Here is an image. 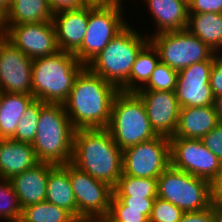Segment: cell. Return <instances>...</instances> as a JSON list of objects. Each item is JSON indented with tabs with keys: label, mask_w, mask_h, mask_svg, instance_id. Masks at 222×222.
<instances>
[{
	"label": "cell",
	"mask_w": 222,
	"mask_h": 222,
	"mask_svg": "<svg viewBox=\"0 0 222 222\" xmlns=\"http://www.w3.org/2000/svg\"><path fill=\"white\" fill-rule=\"evenodd\" d=\"M12 0H0V11L5 14V12L9 9Z\"/></svg>",
	"instance_id": "cell-44"
},
{
	"label": "cell",
	"mask_w": 222,
	"mask_h": 222,
	"mask_svg": "<svg viewBox=\"0 0 222 222\" xmlns=\"http://www.w3.org/2000/svg\"><path fill=\"white\" fill-rule=\"evenodd\" d=\"M78 222H102L100 219H94V220H80Z\"/></svg>",
	"instance_id": "cell-47"
},
{
	"label": "cell",
	"mask_w": 222,
	"mask_h": 222,
	"mask_svg": "<svg viewBox=\"0 0 222 222\" xmlns=\"http://www.w3.org/2000/svg\"><path fill=\"white\" fill-rule=\"evenodd\" d=\"M113 193L116 196L156 198L157 179L122 174L117 185L113 188Z\"/></svg>",
	"instance_id": "cell-28"
},
{
	"label": "cell",
	"mask_w": 222,
	"mask_h": 222,
	"mask_svg": "<svg viewBox=\"0 0 222 222\" xmlns=\"http://www.w3.org/2000/svg\"><path fill=\"white\" fill-rule=\"evenodd\" d=\"M219 123L213 105L204 107H182L176 131L172 137L202 139Z\"/></svg>",
	"instance_id": "cell-20"
},
{
	"label": "cell",
	"mask_w": 222,
	"mask_h": 222,
	"mask_svg": "<svg viewBox=\"0 0 222 222\" xmlns=\"http://www.w3.org/2000/svg\"><path fill=\"white\" fill-rule=\"evenodd\" d=\"M214 222H222V209L214 207Z\"/></svg>",
	"instance_id": "cell-45"
},
{
	"label": "cell",
	"mask_w": 222,
	"mask_h": 222,
	"mask_svg": "<svg viewBox=\"0 0 222 222\" xmlns=\"http://www.w3.org/2000/svg\"><path fill=\"white\" fill-rule=\"evenodd\" d=\"M212 206L222 209V172L211 182Z\"/></svg>",
	"instance_id": "cell-40"
},
{
	"label": "cell",
	"mask_w": 222,
	"mask_h": 222,
	"mask_svg": "<svg viewBox=\"0 0 222 222\" xmlns=\"http://www.w3.org/2000/svg\"><path fill=\"white\" fill-rule=\"evenodd\" d=\"M171 166L210 183L222 172V163L201 139L170 137Z\"/></svg>",
	"instance_id": "cell-12"
},
{
	"label": "cell",
	"mask_w": 222,
	"mask_h": 222,
	"mask_svg": "<svg viewBox=\"0 0 222 222\" xmlns=\"http://www.w3.org/2000/svg\"><path fill=\"white\" fill-rule=\"evenodd\" d=\"M179 222H214V206L203 211L184 212Z\"/></svg>",
	"instance_id": "cell-38"
},
{
	"label": "cell",
	"mask_w": 222,
	"mask_h": 222,
	"mask_svg": "<svg viewBox=\"0 0 222 222\" xmlns=\"http://www.w3.org/2000/svg\"><path fill=\"white\" fill-rule=\"evenodd\" d=\"M107 129L122 151L158 136L151 127L141 98L135 92L119 91L115 95Z\"/></svg>",
	"instance_id": "cell-5"
},
{
	"label": "cell",
	"mask_w": 222,
	"mask_h": 222,
	"mask_svg": "<svg viewBox=\"0 0 222 222\" xmlns=\"http://www.w3.org/2000/svg\"><path fill=\"white\" fill-rule=\"evenodd\" d=\"M149 41L157 49L160 62L178 72L194 63L214 60L217 55L187 29L153 33Z\"/></svg>",
	"instance_id": "cell-9"
},
{
	"label": "cell",
	"mask_w": 222,
	"mask_h": 222,
	"mask_svg": "<svg viewBox=\"0 0 222 222\" xmlns=\"http://www.w3.org/2000/svg\"><path fill=\"white\" fill-rule=\"evenodd\" d=\"M151 211L127 209V206L113 193L108 215L117 222H149Z\"/></svg>",
	"instance_id": "cell-32"
},
{
	"label": "cell",
	"mask_w": 222,
	"mask_h": 222,
	"mask_svg": "<svg viewBox=\"0 0 222 222\" xmlns=\"http://www.w3.org/2000/svg\"><path fill=\"white\" fill-rule=\"evenodd\" d=\"M85 66L74 53H57L33 59L32 95L45 103L63 104L77 75Z\"/></svg>",
	"instance_id": "cell-4"
},
{
	"label": "cell",
	"mask_w": 222,
	"mask_h": 222,
	"mask_svg": "<svg viewBox=\"0 0 222 222\" xmlns=\"http://www.w3.org/2000/svg\"><path fill=\"white\" fill-rule=\"evenodd\" d=\"M85 5L90 6H111L117 3H122V0H82Z\"/></svg>",
	"instance_id": "cell-41"
},
{
	"label": "cell",
	"mask_w": 222,
	"mask_h": 222,
	"mask_svg": "<svg viewBox=\"0 0 222 222\" xmlns=\"http://www.w3.org/2000/svg\"><path fill=\"white\" fill-rule=\"evenodd\" d=\"M178 71L167 64L159 62L147 84L139 90L175 91Z\"/></svg>",
	"instance_id": "cell-31"
},
{
	"label": "cell",
	"mask_w": 222,
	"mask_h": 222,
	"mask_svg": "<svg viewBox=\"0 0 222 222\" xmlns=\"http://www.w3.org/2000/svg\"><path fill=\"white\" fill-rule=\"evenodd\" d=\"M213 106L216 111L218 121L222 123V96L214 98Z\"/></svg>",
	"instance_id": "cell-42"
},
{
	"label": "cell",
	"mask_w": 222,
	"mask_h": 222,
	"mask_svg": "<svg viewBox=\"0 0 222 222\" xmlns=\"http://www.w3.org/2000/svg\"><path fill=\"white\" fill-rule=\"evenodd\" d=\"M186 29L216 54L222 52V13H188Z\"/></svg>",
	"instance_id": "cell-24"
},
{
	"label": "cell",
	"mask_w": 222,
	"mask_h": 222,
	"mask_svg": "<svg viewBox=\"0 0 222 222\" xmlns=\"http://www.w3.org/2000/svg\"><path fill=\"white\" fill-rule=\"evenodd\" d=\"M74 132L63 104L41 101L39 123L32 142L37 160L55 165L71 163Z\"/></svg>",
	"instance_id": "cell-3"
},
{
	"label": "cell",
	"mask_w": 222,
	"mask_h": 222,
	"mask_svg": "<svg viewBox=\"0 0 222 222\" xmlns=\"http://www.w3.org/2000/svg\"><path fill=\"white\" fill-rule=\"evenodd\" d=\"M100 220L102 222H117V221H114L108 214L103 216Z\"/></svg>",
	"instance_id": "cell-46"
},
{
	"label": "cell",
	"mask_w": 222,
	"mask_h": 222,
	"mask_svg": "<svg viewBox=\"0 0 222 222\" xmlns=\"http://www.w3.org/2000/svg\"><path fill=\"white\" fill-rule=\"evenodd\" d=\"M40 112L41 101L35 99L20 118L15 134L11 139L32 144L37 132Z\"/></svg>",
	"instance_id": "cell-29"
},
{
	"label": "cell",
	"mask_w": 222,
	"mask_h": 222,
	"mask_svg": "<svg viewBox=\"0 0 222 222\" xmlns=\"http://www.w3.org/2000/svg\"><path fill=\"white\" fill-rule=\"evenodd\" d=\"M20 220L22 222H78L69 211L48 201L24 207Z\"/></svg>",
	"instance_id": "cell-27"
},
{
	"label": "cell",
	"mask_w": 222,
	"mask_h": 222,
	"mask_svg": "<svg viewBox=\"0 0 222 222\" xmlns=\"http://www.w3.org/2000/svg\"><path fill=\"white\" fill-rule=\"evenodd\" d=\"M171 165L169 137H157L122 151V174L157 179Z\"/></svg>",
	"instance_id": "cell-10"
},
{
	"label": "cell",
	"mask_w": 222,
	"mask_h": 222,
	"mask_svg": "<svg viewBox=\"0 0 222 222\" xmlns=\"http://www.w3.org/2000/svg\"><path fill=\"white\" fill-rule=\"evenodd\" d=\"M46 201L66 209L77 219V202L69 180V163L55 165L49 171Z\"/></svg>",
	"instance_id": "cell-22"
},
{
	"label": "cell",
	"mask_w": 222,
	"mask_h": 222,
	"mask_svg": "<svg viewBox=\"0 0 222 222\" xmlns=\"http://www.w3.org/2000/svg\"><path fill=\"white\" fill-rule=\"evenodd\" d=\"M222 13V0H188V13Z\"/></svg>",
	"instance_id": "cell-35"
},
{
	"label": "cell",
	"mask_w": 222,
	"mask_h": 222,
	"mask_svg": "<svg viewBox=\"0 0 222 222\" xmlns=\"http://www.w3.org/2000/svg\"><path fill=\"white\" fill-rule=\"evenodd\" d=\"M0 180V217L8 222H18L22 217V207L18 196L10 180Z\"/></svg>",
	"instance_id": "cell-30"
},
{
	"label": "cell",
	"mask_w": 222,
	"mask_h": 222,
	"mask_svg": "<svg viewBox=\"0 0 222 222\" xmlns=\"http://www.w3.org/2000/svg\"><path fill=\"white\" fill-rule=\"evenodd\" d=\"M121 3L90 6L89 19L81 47L74 53L87 66L129 23L123 17Z\"/></svg>",
	"instance_id": "cell-8"
},
{
	"label": "cell",
	"mask_w": 222,
	"mask_h": 222,
	"mask_svg": "<svg viewBox=\"0 0 222 222\" xmlns=\"http://www.w3.org/2000/svg\"><path fill=\"white\" fill-rule=\"evenodd\" d=\"M214 60L194 63L178 72L176 98L180 108L204 107L214 104L209 84Z\"/></svg>",
	"instance_id": "cell-15"
},
{
	"label": "cell",
	"mask_w": 222,
	"mask_h": 222,
	"mask_svg": "<svg viewBox=\"0 0 222 222\" xmlns=\"http://www.w3.org/2000/svg\"><path fill=\"white\" fill-rule=\"evenodd\" d=\"M89 19V5L55 13L53 23L59 50L75 53L82 45Z\"/></svg>",
	"instance_id": "cell-17"
},
{
	"label": "cell",
	"mask_w": 222,
	"mask_h": 222,
	"mask_svg": "<svg viewBox=\"0 0 222 222\" xmlns=\"http://www.w3.org/2000/svg\"><path fill=\"white\" fill-rule=\"evenodd\" d=\"M157 197L183 212L203 211L212 206L211 183L170 165L157 178Z\"/></svg>",
	"instance_id": "cell-7"
},
{
	"label": "cell",
	"mask_w": 222,
	"mask_h": 222,
	"mask_svg": "<svg viewBox=\"0 0 222 222\" xmlns=\"http://www.w3.org/2000/svg\"><path fill=\"white\" fill-rule=\"evenodd\" d=\"M214 98L222 96V56L214 57L209 81Z\"/></svg>",
	"instance_id": "cell-36"
},
{
	"label": "cell",
	"mask_w": 222,
	"mask_h": 222,
	"mask_svg": "<svg viewBox=\"0 0 222 222\" xmlns=\"http://www.w3.org/2000/svg\"><path fill=\"white\" fill-rule=\"evenodd\" d=\"M203 144L209 149L222 163V123L219 122L202 139Z\"/></svg>",
	"instance_id": "cell-34"
},
{
	"label": "cell",
	"mask_w": 222,
	"mask_h": 222,
	"mask_svg": "<svg viewBox=\"0 0 222 222\" xmlns=\"http://www.w3.org/2000/svg\"><path fill=\"white\" fill-rule=\"evenodd\" d=\"M6 39L31 59L59 51L53 21L5 25Z\"/></svg>",
	"instance_id": "cell-13"
},
{
	"label": "cell",
	"mask_w": 222,
	"mask_h": 222,
	"mask_svg": "<svg viewBox=\"0 0 222 222\" xmlns=\"http://www.w3.org/2000/svg\"><path fill=\"white\" fill-rule=\"evenodd\" d=\"M126 206L127 209L135 210H152L155 198H142L132 196H117Z\"/></svg>",
	"instance_id": "cell-37"
},
{
	"label": "cell",
	"mask_w": 222,
	"mask_h": 222,
	"mask_svg": "<svg viewBox=\"0 0 222 222\" xmlns=\"http://www.w3.org/2000/svg\"><path fill=\"white\" fill-rule=\"evenodd\" d=\"M129 24L118 33L87 67L118 89L128 80L136 56L149 42Z\"/></svg>",
	"instance_id": "cell-6"
},
{
	"label": "cell",
	"mask_w": 222,
	"mask_h": 222,
	"mask_svg": "<svg viewBox=\"0 0 222 222\" xmlns=\"http://www.w3.org/2000/svg\"><path fill=\"white\" fill-rule=\"evenodd\" d=\"M53 13L79 9L85 6L82 0H48Z\"/></svg>",
	"instance_id": "cell-39"
},
{
	"label": "cell",
	"mask_w": 222,
	"mask_h": 222,
	"mask_svg": "<svg viewBox=\"0 0 222 222\" xmlns=\"http://www.w3.org/2000/svg\"><path fill=\"white\" fill-rule=\"evenodd\" d=\"M48 0H12L4 14L5 25L53 21Z\"/></svg>",
	"instance_id": "cell-25"
},
{
	"label": "cell",
	"mask_w": 222,
	"mask_h": 222,
	"mask_svg": "<svg viewBox=\"0 0 222 222\" xmlns=\"http://www.w3.org/2000/svg\"><path fill=\"white\" fill-rule=\"evenodd\" d=\"M6 38V27L4 22V14L0 11V41Z\"/></svg>",
	"instance_id": "cell-43"
},
{
	"label": "cell",
	"mask_w": 222,
	"mask_h": 222,
	"mask_svg": "<svg viewBox=\"0 0 222 222\" xmlns=\"http://www.w3.org/2000/svg\"><path fill=\"white\" fill-rule=\"evenodd\" d=\"M156 22L155 34L187 28L188 0H144Z\"/></svg>",
	"instance_id": "cell-21"
},
{
	"label": "cell",
	"mask_w": 222,
	"mask_h": 222,
	"mask_svg": "<svg viewBox=\"0 0 222 222\" xmlns=\"http://www.w3.org/2000/svg\"><path fill=\"white\" fill-rule=\"evenodd\" d=\"M119 89L85 66L74 80L63 103L75 130L107 128L112 102Z\"/></svg>",
	"instance_id": "cell-1"
},
{
	"label": "cell",
	"mask_w": 222,
	"mask_h": 222,
	"mask_svg": "<svg viewBox=\"0 0 222 222\" xmlns=\"http://www.w3.org/2000/svg\"><path fill=\"white\" fill-rule=\"evenodd\" d=\"M184 212L171 202L156 197L149 222H179Z\"/></svg>",
	"instance_id": "cell-33"
},
{
	"label": "cell",
	"mask_w": 222,
	"mask_h": 222,
	"mask_svg": "<svg viewBox=\"0 0 222 222\" xmlns=\"http://www.w3.org/2000/svg\"><path fill=\"white\" fill-rule=\"evenodd\" d=\"M35 100L33 95L0 92V139H11L20 118Z\"/></svg>",
	"instance_id": "cell-23"
},
{
	"label": "cell",
	"mask_w": 222,
	"mask_h": 222,
	"mask_svg": "<svg viewBox=\"0 0 222 222\" xmlns=\"http://www.w3.org/2000/svg\"><path fill=\"white\" fill-rule=\"evenodd\" d=\"M69 180L77 202V220L101 219L110 208L113 187L69 163Z\"/></svg>",
	"instance_id": "cell-11"
},
{
	"label": "cell",
	"mask_w": 222,
	"mask_h": 222,
	"mask_svg": "<svg viewBox=\"0 0 222 222\" xmlns=\"http://www.w3.org/2000/svg\"><path fill=\"white\" fill-rule=\"evenodd\" d=\"M55 164L39 162L10 179L22 209L26 206L46 201L47 178Z\"/></svg>",
	"instance_id": "cell-18"
},
{
	"label": "cell",
	"mask_w": 222,
	"mask_h": 222,
	"mask_svg": "<svg viewBox=\"0 0 222 222\" xmlns=\"http://www.w3.org/2000/svg\"><path fill=\"white\" fill-rule=\"evenodd\" d=\"M38 163L31 143L0 139V179L10 180Z\"/></svg>",
	"instance_id": "cell-19"
},
{
	"label": "cell",
	"mask_w": 222,
	"mask_h": 222,
	"mask_svg": "<svg viewBox=\"0 0 222 222\" xmlns=\"http://www.w3.org/2000/svg\"><path fill=\"white\" fill-rule=\"evenodd\" d=\"M135 93L141 98L155 133L174 136L180 112L175 91L138 90Z\"/></svg>",
	"instance_id": "cell-16"
},
{
	"label": "cell",
	"mask_w": 222,
	"mask_h": 222,
	"mask_svg": "<svg viewBox=\"0 0 222 222\" xmlns=\"http://www.w3.org/2000/svg\"><path fill=\"white\" fill-rule=\"evenodd\" d=\"M33 59L8 39L0 41V92L32 95Z\"/></svg>",
	"instance_id": "cell-14"
},
{
	"label": "cell",
	"mask_w": 222,
	"mask_h": 222,
	"mask_svg": "<svg viewBox=\"0 0 222 222\" xmlns=\"http://www.w3.org/2000/svg\"><path fill=\"white\" fill-rule=\"evenodd\" d=\"M71 163L114 188L122 175V150L107 128L77 129Z\"/></svg>",
	"instance_id": "cell-2"
},
{
	"label": "cell",
	"mask_w": 222,
	"mask_h": 222,
	"mask_svg": "<svg viewBox=\"0 0 222 222\" xmlns=\"http://www.w3.org/2000/svg\"><path fill=\"white\" fill-rule=\"evenodd\" d=\"M159 62V53L153 44L149 41L136 56L129 78L119 88V91L136 92L143 88L149 81L154 69Z\"/></svg>",
	"instance_id": "cell-26"
}]
</instances>
